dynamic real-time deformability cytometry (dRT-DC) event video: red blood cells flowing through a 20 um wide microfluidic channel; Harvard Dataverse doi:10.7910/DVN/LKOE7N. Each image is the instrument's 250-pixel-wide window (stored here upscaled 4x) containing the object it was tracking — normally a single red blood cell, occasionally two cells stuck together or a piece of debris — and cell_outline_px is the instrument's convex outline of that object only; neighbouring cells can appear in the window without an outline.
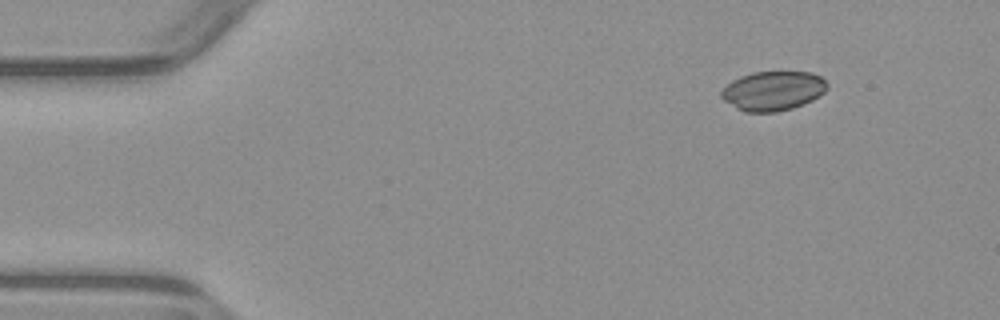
{"species": "common noctule bat (a hibernating species)", "species_latin": "Nyctalus noctula", "temperature_condition": "warm", "stored_images_in_passage": 4, "camera_frame_rate_fps": 3000, "um_per_image_px": 0.085, "animal": {"sex": "male", "body_mass_g": 23.1, "forearm_length_mm": 52.7}, "frame": {"image": 1, "passage_image": 4, "time_ms": 3.333, "image_size_px": [1000, 320], "cell_outline_px": [[828, 88], [824, 92], [812, 100], [804, 104], [792, 108], [776, 112], [744, 112], [736, 108], [724, 100], [720, 96], [720, 92], [732, 80], [740, 76], [752, 72], [812, 72], [820, 76], [828, 84]], "centroid_in_image_um": [65.7, 7.72], "position_along_channel_um": 19.3, "area_um2": 24.33}}